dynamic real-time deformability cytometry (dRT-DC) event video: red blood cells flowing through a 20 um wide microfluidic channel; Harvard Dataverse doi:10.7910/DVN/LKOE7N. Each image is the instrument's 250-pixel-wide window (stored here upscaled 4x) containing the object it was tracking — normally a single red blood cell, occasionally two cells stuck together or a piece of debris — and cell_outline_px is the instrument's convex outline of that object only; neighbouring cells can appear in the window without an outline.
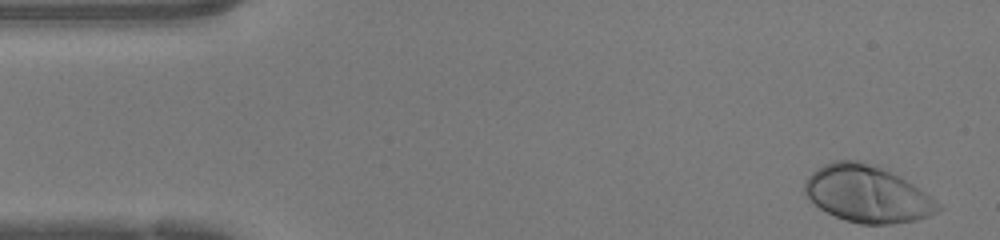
{"species": "human", "species_latin": "Homo sapiens", "temperature_condition": "warm", "stored_images_in_passage": 33, "camera_frame_rate_fps": 3000, "um_per_image_px": 0.085, "donor": {"sex": "female"}, "frame": {"image": 1, "passage_image": 1, "time_ms": 0.0, "image_size_px": [1000, 240], "cell_outline_px": [[944, 208], [928, 216], [916, 220], [892, 224], [860, 224], [836, 216], [820, 208], [804, 192], [804, 184], [808, 176], [816, 168], [832, 160], [856, 160], [880, 164], [920, 188], [940, 204]], "centroid_in_image_um": [73.74, 16.45], "position_along_channel_um": 11.3, "area_um2": 44.39}}
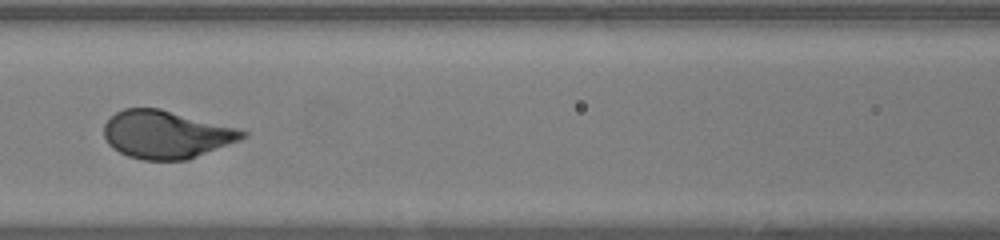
{"frame": {"image": 2, "passage_image": 19, "time_ms": 6.0, "image_size_px": [1000, 240], "cell_outline_px": [[248, 136], [240, 140], [188, 160], [144, 160], [128, 156], [112, 148], [108, 144], [104, 136], [104, 124], [116, 112], [124, 108], [160, 108], [236, 128], [248, 132]], "centroid_in_image_um": [14.11, 11.44], "position_along_channel_um": 152.5, "area_um2": 38.55}}
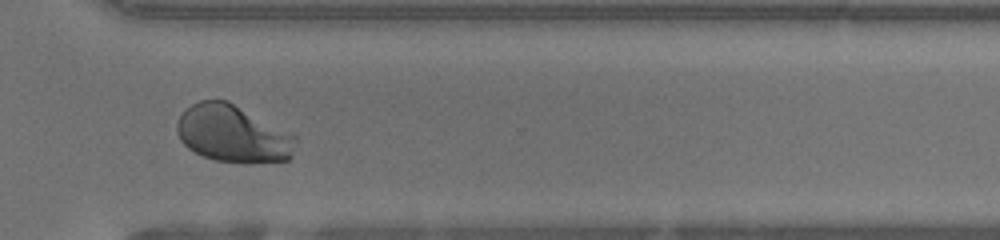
{"frame": {"image": 3, "passage_image": 33, "time_ms": 10.667, "image_size_px": [1000, 240], "cell_outline_px": [[296, 140], [292, 156], [288, 160], [252, 164], [216, 160], [204, 156], [188, 148], [180, 140], [176, 132], [176, 124], [180, 116], [192, 104], [200, 100], [228, 100], [296, 136]], "centroid_in_image_um": [19.8, 11.39], "position_along_channel_um": 350.8, "area_um2": 39.54}}